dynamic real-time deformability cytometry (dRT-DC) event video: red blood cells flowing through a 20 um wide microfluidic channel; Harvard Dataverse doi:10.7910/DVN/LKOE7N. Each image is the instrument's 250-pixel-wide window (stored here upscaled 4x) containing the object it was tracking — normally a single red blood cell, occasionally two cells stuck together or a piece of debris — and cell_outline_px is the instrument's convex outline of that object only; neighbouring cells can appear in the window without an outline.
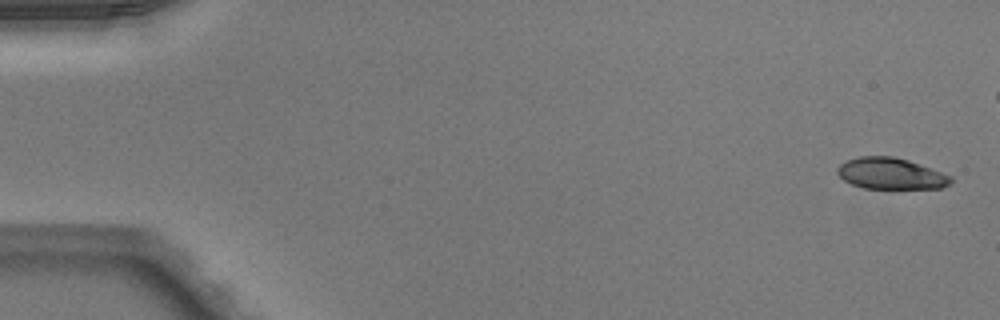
{"species": "Egyptian fruit bat (a non-hibernating species)", "species_latin": "Rousettus aegyptiacus", "temperature_condition": "warm", "stored_images_in_passage": 46, "camera_frame_rate_fps": 3000, "um_per_image_px": 0.085, "animal": {"sex": "male"}, "frame": {"image": 1, "passage_image": 1, "time_ms": 0.0, "image_size_px": [1000, 320], "cell_outline_px": [[952, 180], [948, 184], [940, 188], [864, 188], [852, 184], [844, 180], [836, 172], [836, 168], [840, 164], [848, 160], [860, 156], [892, 156], [908, 160], [952, 176]], "centroid_in_image_um": [75.69, 14.75], "position_along_channel_um": 9.3, "area_um2": 20.46}}
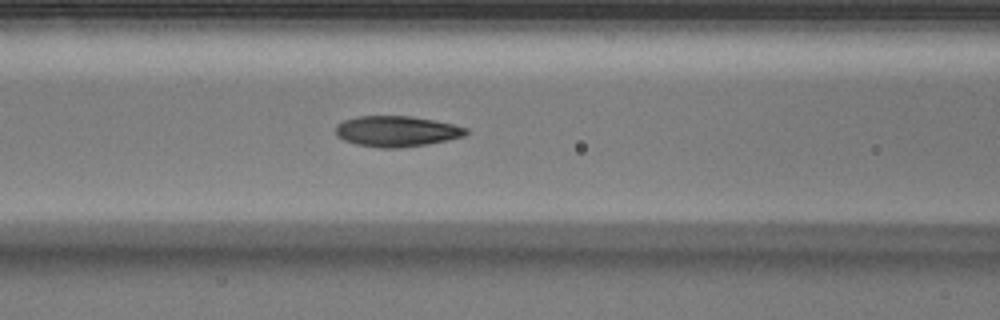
{"frame": {"image": 2, "passage_image": 21, "time_ms": 6.667, "image_size_px": [1000, 320], "cell_outline_px": [[468, 132], [464, 136], [448, 140], [428, 144], [400, 148], [380, 148], [356, 144], [344, 140], [336, 136], [336, 124], [344, 120], [356, 116], [408, 116], [432, 120], [452, 124], [468, 128]], "centroid_in_image_um": [33.69, 11.16], "position_along_channel_um": 132.9, "area_um2": 23.35}}
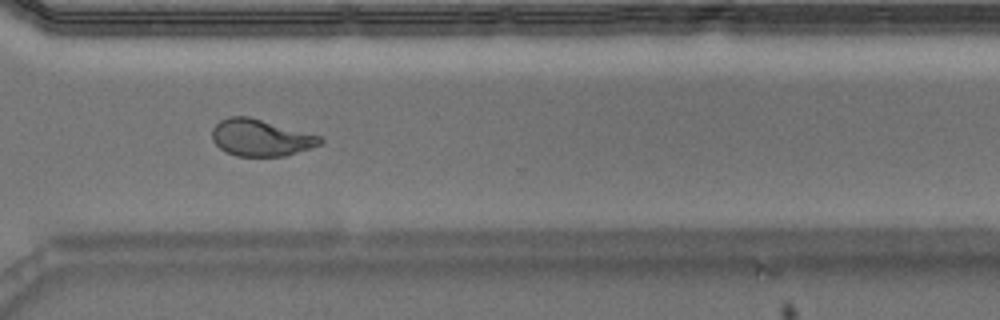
{"frame": {"image": 3, "passage_image": 37, "time_ms": 12.0, "image_size_px": [1000, 320], "cell_outline_px": [[324, 140], [320, 144], [284, 156], [236, 156], [224, 152], [212, 140], [212, 128], [220, 120], [228, 116], [248, 116], [320, 136]], "centroid_in_image_um": [22.1, 11.7], "position_along_channel_um": 348.5, "area_um2": 22.95}, "authors_computed_cell_mechanics": {"area_um2": 22.7443, "velocity_mm_per_s": 4.048, "shape_relaxation_time_tau1_ms": null, "shape_relaxation_time_tau2_ms": 1.3954, "deformation_change_tau1": null, "deformation_change_tau2": 0.081}}